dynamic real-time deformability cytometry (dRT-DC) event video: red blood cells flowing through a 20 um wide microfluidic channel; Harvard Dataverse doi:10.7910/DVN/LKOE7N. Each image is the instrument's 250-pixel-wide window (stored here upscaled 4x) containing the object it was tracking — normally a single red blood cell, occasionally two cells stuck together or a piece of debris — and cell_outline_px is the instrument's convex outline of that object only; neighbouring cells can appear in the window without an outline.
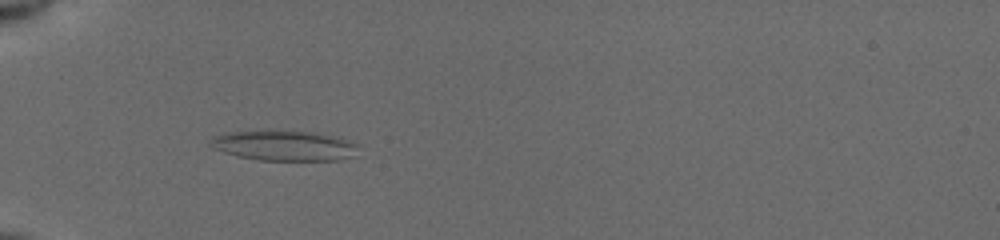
{"species": "common noctule bat (a hibernating species)", "species_latin": "Nyctalus noctula", "temperature_condition": "cold", "stored_images_in_passage": 53, "camera_frame_rate_fps": 3000, "um_per_image_px": 0.085, "animal": {"sex": "female", "body_mass_g": 19.5, "forearm_length_mm": 54.1}, "frame": {"image": 1, "passage_image": 18, "time_ms": 6.0, "image_size_px": [1000, 240], "cell_outline_px": [[360, 144], [356, 156], [336, 160], [260, 160], [236, 156], [212, 148], [208, 144], [208, 140], [212, 136], [232, 132], [308, 132], [328, 136]], "centroid_in_image_um": [24.12, 12.41], "position_along_channel_um": 60.9, "area_um2": 25.43}}
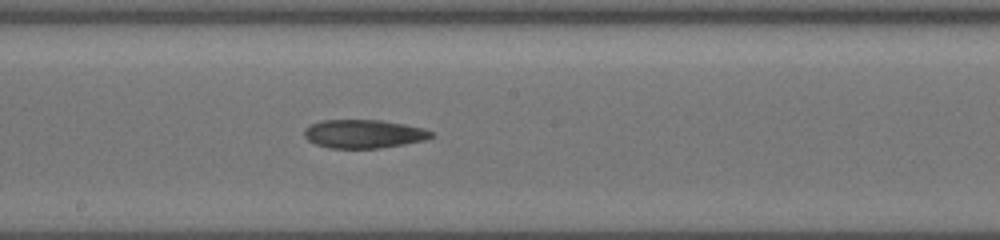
{"frame": {"image": 2, "passage_image": 31, "time_ms": 10.333, "image_size_px": [1000, 240], "cell_outline_px": [[432, 136], [424, 140], [404, 144], [380, 148], [328, 148], [316, 144], [308, 140], [304, 136], [304, 128], [320, 120], [380, 120], [404, 124], [424, 128], [432, 132]], "centroid_in_image_um": [30.88, 11.38], "position_along_channel_um": 217.3, "area_um2": 21.04}}
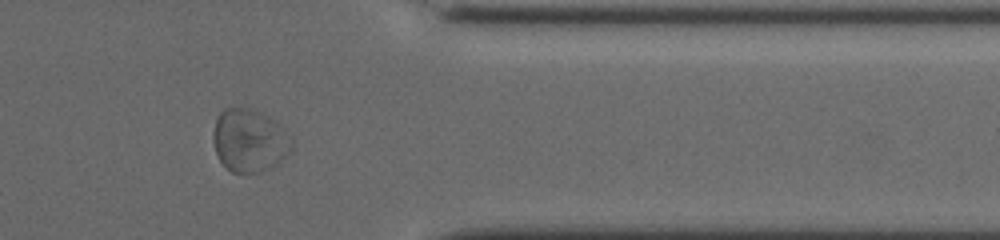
{"frame": {"image": 3, "passage_image": 45, "time_ms": 15.0, "image_size_px": [1000, 240], "cell_outline_px": [[292, 148], [272, 168], [260, 172], [232, 172], [220, 160], [216, 152], [212, 140], [212, 136], [216, 116], [224, 108], [248, 108], [268, 116], [292, 140]], "centroid_in_image_um": [21.14, 11.94], "position_along_channel_um": 390.3, "area_um2": 28.26}, "authors_computed_cell_mechanics": {"area_um2": 26.1834, "velocity_mm_per_s": 3.8909, "shape_relaxation_time_tau1_ms": null, "shape_relaxation_time_tau2_ms": 3.3381, "deformation_change_tau1": null, "deformation_change_tau2": 0.0905}}